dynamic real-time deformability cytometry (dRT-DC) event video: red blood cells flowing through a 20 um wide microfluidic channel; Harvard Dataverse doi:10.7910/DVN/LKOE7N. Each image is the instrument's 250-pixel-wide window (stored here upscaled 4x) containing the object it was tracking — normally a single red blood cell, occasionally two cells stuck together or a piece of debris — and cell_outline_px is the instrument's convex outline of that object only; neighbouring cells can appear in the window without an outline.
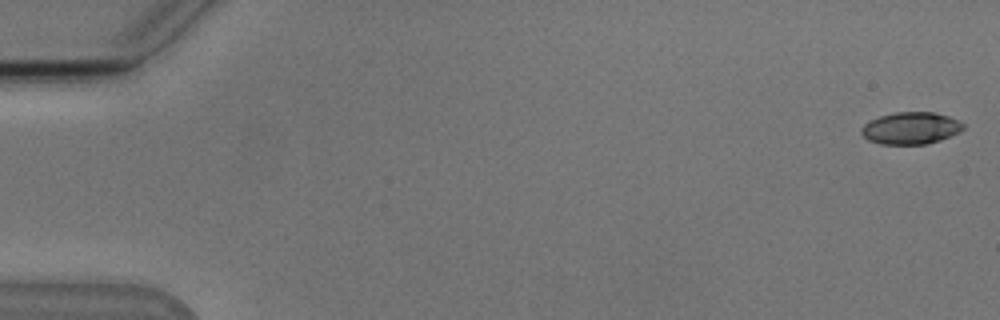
{"species": "Egyptian fruit bat (a non-hibernating species)", "species_latin": "Rousettus aegyptiacus", "temperature_condition": "cold", "stored_images_in_passage": 54, "camera_frame_rate_fps": 3000, "um_per_image_px": 0.085, "animal": {"sex": "male"}, "frame": {"image": 1, "passage_image": 1, "time_ms": 0.0, "image_size_px": [1000, 320], "cell_outline_px": [[964, 128], [960, 132], [940, 140], [928, 144], [880, 144], [868, 140], [860, 132], [860, 128], [864, 124], [880, 116], [896, 112], [932, 112], [948, 116], [964, 124]], "centroid_in_image_um": [77.41, 10.9], "position_along_channel_um": 7.6, "area_um2": 18.96}}
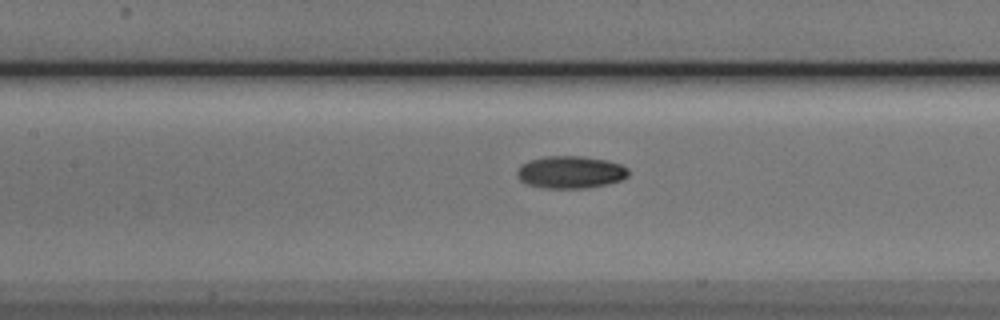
{"frame": {"image": 2, "passage_image": 25, "time_ms": 8.0, "image_size_px": [1000, 320], "cell_outline_px": [[628, 176], [620, 180], [608, 184], [584, 188], [544, 188], [528, 184], [520, 180], [516, 176], [516, 172], [520, 164], [528, 160], [548, 156], [580, 156], [608, 160], [620, 164], [628, 168]], "centroid_in_image_um": [48.47, 14.63], "position_along_channel_um": 158.9, "area_um2": 21.1}}
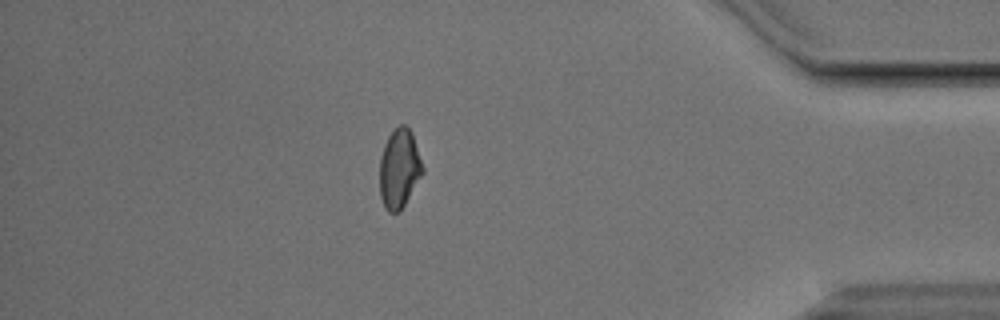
{"frame": {"image": 3, "passage_image": 47, "time_ms": 15.333, "image_size_px": [1000, 320], "cell_outline_px": [[424, 172], [400, 212], [388, 212], [384, 208], [380, 196], [380, 156], [384, 144], [388, 136], [400, 124], [404, 124], [412, 132], [424, 168]], "centroid_in_image_um": [33.94, 14.35], "position_along_channel_um": 401.3, "area_um2": 19.94}, "authors_computed_cell_mechanics": {"area_um2": 19.9121, "velocity_mm_per_s": 3.8188, "shape_relaxation_time_tau1_ms": 4.5914, "shape_relaxation_time_tau2_ms": null, "deformation_change_tau1": 0.1294, "deformation_change_tau2": null}}